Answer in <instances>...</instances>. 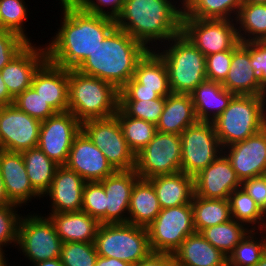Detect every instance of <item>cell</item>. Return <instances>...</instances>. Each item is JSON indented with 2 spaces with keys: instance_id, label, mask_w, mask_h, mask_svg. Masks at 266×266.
I'll use <instances>...</instances> for the list:
<instances>
[{
  "instance_id": "cell-16",
  "label": "cell",
  "mask_w": 266,
  "mask_h": 266,
  "mask_svg": "<svg viewBox=\"0 0 266 266\" xmlns=\"http://www.w3.org/2000/svg\"><path fill=\"white\" fill-rule=\"evenodd\" d=\"M65 166L86 182L101 181L116 172L83 130L74 138Z\"/></svg>"
},
{
  "instance_id": "cell-5",
  "label": "cell",
  "mask_w": 266,
  "mask_h": 266,
  "mask_svg": "<svg viewBox=\"0 0 266 266\" xmlns=\"http://www.w3.org/2000/svg\"><path fill=\"white\" fill-rule=\"evenodd\" d=\"M155 51L166 64L171 93L190 94L206 80L205 56L183 33Z\"/></svg>"
},
{
  "instance_id": "cell-39",
  "label": "cell",
  "mask_w": 266,
  "mask_h": 266,
  "mask_svg": "<svg viewBox=\"0 0 266 266\" xmlns=\"http://www.w3.org/2000/svg\"><path fill=\"white\" fill-rule=\"evenodd\" d=\"M115 116L118 118L129 148L135 155L153 139L157 132L155 124L130 117L120 107Z\"/></svg>"
},
{
  "instance_id": "cell-26",
  "label": "cell",
  "mask_w": 266,
  "mask_h": 266,
  "mask_svg": "<svg viewBox=\"0 0 266 266\" xmlns=\"http://www.w3.org/2000/svg\"><path fill=\"white\" fill-rule=\"evenodd\" d=\"M60 239L65 242L93 243L100 222L83 211L48 213Z\"/></svg>"
},
{
  "instance_id": "cell-34",
  "label": "cell",
  "mask_w": 266,
  "mask_h": 266,
  "mask_svg": "<svg viewBox=\"0 0 266 266\" xmlns=\"http://www.w3.org/2000/svg\"><path fill=\"white\" fill-rule=\"evenodd\" d=\"M32 187L43 196L50 188L59 165L37 146L21 152Z\"/></svg>"
},
{
  "instance_id": "cell-35",
  "label": "cell",
  "mask_w": 266,
  "mask_h": 266,
  "mask_svg": "<svg viewBox=\"0 0 266 266\" xmlns=\"http://www.w3.org/2000/svg\"><path fill=\"white\" fill-rule=\"evenodd\" d=\"M243 0H183L182 18L235 20Z\"/></svg>"
},
{
  "instance_id": "cell-47",
  "label": "cell",
  "mask_w": 266,
  "mask_h": 266,
  "mask_svg": "<svg viewBox=\"0 0 266 266\" xmlns=\"http://www.w3.org/2000/svg\"><path fill=\"white\" fill-rule=\"evenodd\" d=\"M80 10L116 19L125 0H71Z\"/></svg>"
},
{
  "instance_id": "cell-52",
  "label": "cell",
  "mask_w": 266,
  "mask_h": 266,
  "mask_svg": "<svg viewBox=\"0 0 266 266\" xmlns=\"http://www.w3.org/2000/svg\"><path fill=\"white\" fill-rule=\"evenodd\" d=\"M131 266H175V262L171 254L151 252L139 263Z\"/></svg>"
},
{
  "instance_id": "cell-17",
  "label": "cell",
  "mask_w": 266,
  "mask_h": 266,
  "mask_svg": "<svg viewBox=\"0 0 266 266\" xmlns=\"http://www.w3.org/2000/svg\"><path fill=\"white\" fill-rule=\"evenodd\" d=\"M242 182L266 174V127L244 141L223 148Z\"/></svg>"
},
{
  "instance_id": "cell-49",
  "label": "cell",
  "mask_w": 266,
  "mask_h": 266,
  "mask_svg": "<svg viewBox=\"0 0 266 266\" xmlns=\"http://www.w3.org/2000/svg\"><path fill=\"white\" fill-rule=\"evenodd\" d=\"M250 64L266 90V41L250 42Z\"/></svg>"
},
{
  "instance_id": "cell-10",
  "label": "cell",
  "mask_w": 266,
  "mask_h": 266,
  "mask_svg": "<svg viewBox=\"0 0 266 266\" xmlns=\"http://www.w3.org/2000/svg\"><path fill=\"white\" fill-rule=\"evenodd\" d=\"M82 130L116 171L135 169L136 155L129 148L115 115L83 121Z\"/></svg>"
},
{
  "instance_id": "cell-56",
  "label": "cell",
  "mask_w": 266,
  "mask_h": 266,
  "mask_svg": "<svg viewBox=\"0 0 266 266\" xmlns=\"http://www.w3.org/2000/svg\"><path fill=\"white\" fill-rule=\"evenodd\" d=\"M31 266H64L60 258L50 259L39 263L32 264Z\"/></svg>"
},
{
  "instance_id": "cell-61",
  "label": "cell",
  "mask_w": 266,
  "mask_h": 266,
  "mask_svg": "<svg viewBox=\"0 0 266 266\" xmlns=\"http://www.w3.org/2000/svg\"><path fill=\"white\" fill-rule=\"evenodd\" d=\"M58 1H59V3H58V5H59V4H61V3L66 2L67 0H58Z\"/></svg>"
},
{
  "instance_id": "cell-51",
  "label": "cell",
  "mask_w": 266,
  "mask_h": 266,
  "mask_svg": "<svg viewBox=\"0 0 266 266\" xmlns=\"http://www.w3.org/2000/svg\"><path fill=\"white\" fill-rule=\"evenodd\" d=\"M160 96L154 90L140 89V83L133 77L119 91V100H153Z\"/></svg>"
},
{
  "instance_id": "cell-37",
  "label": "cell",
  "mask_w": 266,
  "mask_h": 266,
  "mask_svg": "<svg viewBox=\"0 0 266 266\" xmlns=\"http://www.w3.org/2000/svg\"><path fill=\"white\" fill-rule=\"evenodd\" d=\"M266 252V230H251L227 257V266H255Z\"/></svg>"
},
{
  "instance_id": "cell-42",
  "label": "cell",
  "mask_w": 266,
  "mask_h": 266,
  "mask_svg": "<svg viewBox=\"0 0 266 266\" xmlns=\"http://www.w3.org/2000/svg\"><path fill=\"white\" fill-rule=\"evenodd\" d=\"M166 97L153 100H119V107L130 117L157 124L163 112Z\"/></svg>"
},
{
  "instance_id": "cell-43",
  "label": "cell",
  "mask_w": 266,
  "mask_h": 266,
  "mask_svg": "<svg viewBox=\"0 0 266 266\" xmlns=\"http://www.w3.org/2000/svg\"><path fill=\"white\" fill-rule=\"evenodd\" d=\"M59 258L64 266H95L98 253L94 242H65Z\"/></svg>"
},
{
  "instance_id": "cell-28",
  "label": "cell",
  "mask_w": 266,
  "mask_h": 266,
  "mask_svg": "<svg viewBox=\"0 0 266 266\" xmlns=\"http://www.w3.org/2000/svg\"><path fill=\"white\" fill-rule=\"evenodd\" d=\"M198 122L190 94L170 93L156 130L163 133L177 134Z\"/></svg>"
},
{
  "instance_id": "cell-36",
  "label": "cell",
  "mask_w": 266,
  "mask_h": 266,
  "mask_svg": "<svg viewBox=\"0 0 266 266\" xmlns=\"http://www.w3.org/2000/svg\"><path fill=\"white\" fill-rule=\"evenodd\" d=\"M231 218L250 230H266V216L257 203L243 190L235 189L228 198Z\"/></svg>"
},
{
  "instance_id": "cell-62",
  "label": "cell",
  "mask_w": 266,
  "mask_h": 266,
  "mask_svg": "<svg viewBox=\"0 0 266 266\" xmlns=\"http://www.w3.org/2000/svg\"><path fill=\"white\" fill-rule=\"evenodd\" d=\"M0 30H2V22H1V17H0Z\"/></svg>"
},
{
  "instance_id": "cell-24",
  "label": "cell",
  "mask_w": 266,
  "mask_h": 266,
  "mask_svg": "<svg viewBox=\"0 0 266 266\" xmlns=\"http://www.w3.org/2000/svg\"><path fill=\"white\" fill-rule=\"evenodd\" d=\"M31 87L56 112L68 111V69L57 66L47 59L36 71Z\"/></svg>"
},
{
  "instance_id": "cell-21",
  "label": "cell",
  "mask_w": 266,
  "mask_h": 266,
  "mask_svg": "<svg viewBox=\"0 0 266 266\" xmlns=\"http://www.w3.org/2000/svg\"><path fill=\"white\" fill-rule=\"evenodd\" d=\"M0 174L6 195L13 204L23 208L32 200H41L42 196L32 187L29 180L21 152L0 149Z\"/></svg>"
},
{
  "instance_id": "cell-3",
  "label": "cell",
  "mask_w": 266,
  "mask_h": 266,
  "mask_svg": "<svg viewBox=\"0 0 266 266\" xmlns=\"http://www.w3.org/2000/svg\"><path fill=\"white\" fill-rule=\"evenodd\" d=\"M148 49L127 32L115 27L76 68L121 90L134 76L138 61Z\"/></svg>"
},
{
  "instance_id": "cell-50",
  "label": "cell",
  "mask_w": 266,
  "mask_h": 266,
  "mask_svg": "<svg viewBox=\"0 0 266 266\" xmlns=\"http://www.w3.org/2000/svg\"><path fill=\"white\" fill-rule=\"evenodd\" d=\"M241 187L266 213V174L242 181Z\"/></svg>"
},
{
  "instance_id": "cell-23",
  "label": "cell",
  "mask_w": 266,
  "mask_h": 266,
  "mask_svg": "<svg viewBox=\"0 0 266 266\" xmlns=\"http://www.w3.org/2000/svg\"><path fill=\"white\" fill-rule=\"evenodd\" d=\"M139 178L135 169H133L116 171L100 181L107 196L106 224L128 223L131 192Z\"/></svg>"
},
{
  "instance_id": "cell-8",
  "label": "cell",
  "mask_w": 266,
  "mask_h": 266,
  "mask_svg": "<svg viewBox=\"0 0 266 266\" xmlns=\"http://www.w3.org/2000/svg\"><path fill=\"white\" fill-rule=\"evenodd\" d=\"M37 212H23L18 225L16 249L30 265L59 258L63 245L50 218Z\"/></svg>"
},
{
  "instance_id": "cell-4",
  "label": "cell",
  "mask_w": 266,
  "mask_h": 266,
  "mask_svg": "<svg viewBox=\"0 0 266 266\" xmlns=\"http://www.w3.org/2000/svg\"><path fill=\"white\" fill-rule=\"evenodd\" d=\"M68 111L81 123L89 119L109 118L119 107V90L97 77L68 69Z\"/></svg>"
},
{
  "instance_id": "cell-54",
  "label": "cell",
  "mask_w": 266,
  "mask_h": 266,
  "mask_svg": "<svg viewBox=\"0 0 266 266\" xmlns=\"http://www.w3.org/2000/svg\"><path fill=\"white\" fill-rule=\"evenodd\" d=\"M14 98L9 94L0 72V106L13 104Z\"/></svg>"
},
{
  "instance_id": "cell-15",
  "label": "cell",
  "mask_w": 266,
  "mask_h": 266,
  "mask_svg": "<svg viewBox=\"0 0 266 266\" xmlns=\"http://www.w3.org/2000/svg\"><path fill=\"white\" fill-rule=\"evenodd\" d=\"M41 121L14 104L0 106V149L22 152L38 146Z\"/></svg>"
},
{
  "instance_id": "cell-48",
  "label": "cell",
  "mask_w": 266,
  "mask_h": 266,
  "mask_svg": "<svg viewBox=\"0 0 266 266\" xmlns=\"http://www.w3.org/2000/svg\"><path fill=\"white\" fill-rule=\"evenodd\" d=\"M28 43V41L13 31L0 30V70Z\"/></svg>"
},
{
  "instance_id": "cell-11",
  "label": "cell",
  "mask_w": 266,
  "mask_h": 266,
  "mask_svg": "<svg viewBox=\"0 0 266 266\" xmlns=\"http://www.w3.org/2000/svg\"><path fill=\"white\" fill-rule=\"evenodd\" d=\"M181 172L196 176L223 153L212 122L198 121L180 135Z\"/></svg>"
},
{
  "instance_id": "cell-33",
  "label": "cell",
  "mask_w": 266,
  "mask_h": 266,
  "mask_svg": "<svg viewBox=\"0 0 266 266\" xmlns=\"http://www.w3.org/2000/svg\"><path fill=\"white\" fill-rule=\"evenodd\" d=\"M235 22L240 42L266 41V4L243 3Z\"/></svg>"
},
{
  "instance_id": "cell-55",
  "label": "cell",
  "mask_w": 266,
  "mask_h": 266,
  "mask_svg": "<svg viewBox=\"0 0 266 266\" xmlns=\"http://www.w3.org/2000/svg\"><path fill=\"white\" fill-rule=\"evenodd\" d=\"M6 205H15V204H13L6 195L4 181L0 174V207L6 206Z\"/></svg>"
},
{
  "instance_id": "cell-13",
  "label": "cell",
  "mask_w": 266,
  "mask_h": 266,
  "mask_svg": "<svg viewBox=\"0 0 266 266\" xmlns=\"http://www.w3.org/2000/svg\"><path fill=\"white\" fill-rule=\"evenodd\" d=\"M182 33L205 57L232 50L240 42L235 20L182 18Z\"/></svg>"
},
{
  "instance_id": "cell-12",
  "label": "cell",
  "mask_w": 266,
  "mask_h": 266,
  "mask_svg": "<svg viewBox=\"0 0 266 266\" xmlns=\"http://www.w3.org/2000/svg\"><path fill=\"white\" fill-rule=\"evenodd\" d=\"M180 135L157 131L136 155L135 171L142 179L181 172Z\"/></svg>"
},
{
  "instance_id": "cell-59",
  "label": "cell",
  "mask_w": 266,
  "mask_h": 266,
  "mask_svg": "<svg viewBox=\"0 0 266 266\" xmlns=\"http://www.w3.org/2000/svg\"><path fill=\"white\" fill-rule=\"evenodd\" d=\"M8 261H9V258L6 257V258L0 263V266H10V265L13 266V264H11V262L8 263ZM8 264H9V265H8ZM14 266H16V265H14Z\"/></svg>"
},
{
  "instance_id": "cell-32",
  "label": "cell",
  "mask_w": 266,
  "mask_h": 266,
  "mask_svg": "<svg viewBox=\"0 0 266 266\" xmlns=\"http://www.w3.org/2000/svg\"><path fill=\"white\" fill-rule=\"evenodd\" d=\"M191 206L193 224L196 232L223 224L231 220L230 203L228 199H212L193 195Z\"/></svg>"
},
{
  "instance_id": "cell-6",
  "label": "cell",
  "mask_w": 266,
  "mask_h": 266,
  "mask_svg": "<svg viewBox=\"0 0 266 266\" xmlns=\"http://www.w3.org/2000/svg\"><path fill=\"white\" fill-rule=\"evenodd\" d=\"M212 123L223 148L244 141L266 127V96L235 95Z\"/></svg>"
},
{
  "instance_id": "cell-9",
  "label": "cell",
  "mask_w": 266,
  "mask_h": 266,
  "mask_svg": "<svg viewBox=\"0 0 266 266\" xmlns=\"http://www.w3.org/2000/svg\"><path fill=\"white\" fill-rule=\"evenodd\" d=\"M147 231L152 252L173 255L184 239L196 232L191 203L161 209Z\"/></svg>"
},
{
  "instance_id": "cell-58",
  "label": "cell",
  "mask_w": 266,
  "mask_h": 266,
  "mask_svg": "<svg viewBox=\"0 0 266 266\" xmlns=\"http://www.w3.org/2000/svg\"><path fill=\"white\" fill-rule=\"evenodd\" d=\"M255 266H266V252L262 256L261 260Z\"/></svg>"
},
{
  "instance_id": "cell-18",
  "label": "cell",
  "mask_w": 266,
  "mask_h": 266,
  "mask_svg": "<svg viewBox=\"0 0 266 266\" xmlns=\"http://www.w3.org/2000/svg\"><path fill=\"white\" fill-rule=\"evenodd\" d=\"M37 44L28 43L0 70L6 88L13 98L31 87L36 71L47 60L45 44Z\"/></svg>"
},
{
  "instance_id": "cell-57",
  "label": "cell",
  "mask_w": 266,
  "mask_h": 266,
  "mask_svg": "<svg viewBox=\"0 0 266 266\" xmlns=\"http://www.w3.org/2000/svg\"><path fill=\"white\" fill-rule=\"evenodd\" d=\"M243 3L266 4V0H243Z\"/></svg>"
},
{
  "instance_id": "cell-41",
  "label": "cell",
  "mask_w": 266,
  "mask_h": 266,
  "mask_svg": "<svg viewBox=\"0 0 266 266\" xmlns=\"http://www.w3.org/2000/svg\"><path fill=\"white\" fill-rule=\"evenodd\" d=\"M21 207L18 205H6L0 207V254H6L8 250L5 251L6 247L16 249L18 242V225L22 214L18 210ZM19 213V214H18ZM6 252V253H5Z\"/></svg>"
},
{
  "instance_id": "cell-46",
  "label": "cell",
  "mask_w": 266,
  "mask_h": 266,
  "mask_svg": "<svg viewBox=\"0 0 266 266\" xmlns=\"http://www.w3.org/2000/svg\"><path fill=\"white\" fill-rule=\"evenodd\" d=\"M233 52L234 48L232 50H226L205 57L207 80L221 84L225 81L230 68Z\"/></svg>"
},
{
  "instance_id": "cell-38",
  "label": "cell",
  "mask_w": 266,
  "mask_h": 266,
  "mask_svg": "<svg viewBox=\"0 0 266 266\" xmlns=\"http://www.w3.org/2000/svg\"><path fill=\"white\" fill-rule=\"evenodd\" d=\"M250 231L245 224L231 219L226 223L208 227L200 233L208 242L228 257L234 247Z\"/></svg>"
},
{
  "instance_id": "cell-44",
  "label": "cell",
  "mask_w": 266,
  "mask_h": 266,
  "mask_svg": "<svg viewBox=\"0 0 266 266\" xmlns=\"http://www.w3.org/2000/svg\"><path fill=\"white\" fill-rule=\"evenodd\" d=\"M106 198L103 184L100 181L86 182L81 211L96 218L100 224H106Z\"/></svg>"
},
{
  "instance_id": "cell-53",
  "label": "cell",
  "mask_w": 266,
  "mask_h": 266,
  "mask_svg": "<svg viewBox=\"0 0 266 266\" xmlns=\"http://www.w3.org/2000/svg\"><path fill=\"white\" fill-rule=\"evenodd\" d=\"M95 266H131V264L116 258L98 256Z\"/></svg>"
},
{
  "instance_id": "cell-1",
  "label": "cell",
  "mask_w": 266,
  "mask_h": 266,
  "mask_svg": "<svg viewBox=\"0 0 266 266\" xmlns=\"http://www.w3.org/2000/svg\"><path fill=\"white\" fill-rule=\"evenodd\" d=\"M59 6L62 20L45 43L47 59L62 68L76 69L116 27L115 19L84 12L71 1Z\"/></svg>"
},
{
  "instance_id": "cell-25",
  "label": "cell",
  "mask_w": 266,
  "mask_h": 266,
  "mask_svg": "<svg viewBox=\"0 0 266 266\" xmlns=\"http://www.w3.org/2000/svg\"><path fill=\"white\" fill-rule=\"evenodd\" d=\"M172 256L175 266H227V256L199 232L187 236Z\"/></svg>"
},
{
  "instance_id": "cell-2",
  "label": "cell",
  "mask_w": 266,
  "mask_h": 266,
  "mask_svg": "<svg viewBox=\"0 0 266 266\" xmlns=\"http://www.w3.org/2000/svg\"><path fill=\"white\" fill-rule=\"evenodd\" d=\"M183 0H125L116 27L148 50L182 33Z\"/></svg>"
},
{
  "instance_id": "cell-30",
  "label": "cell",
  "mask_w": 266,
  "mask_h": 266,
  "mask_svg": "<svg viewBox=\"0 0 266 266\" xmlns=\"http://www.w3.org/2000/svg\"><path fill=\"white\" fill-rule=\"evenodd\" d=\"M160 211L161 207L152 183L148 179L139 178L131 192L128 223L147 228Z\"/></svg>"
},
{
  "instance_id": "cell-60",
  "label": "cell",
  "mask_w": 266,
  "mask_h": 266,
  "mask_svg": "<svg viewBox=\"0 0 266 266\" xmlns=\"http://www.w3.org/2000/svg\"><path fill=\"white\" fill-rule=\"evenodd\" d=\"M7 257V255L0 254V263Z\"/></svg>"
},
{
  "instance_id": "cell-29",
  "label": "cell",
  "mask_w": 266,
  "mask_h": 266,
  "mask_svg": "<svg viewBox=\"0 0 266 266\" xmlns=\"http://www.w3.org/2000/svg\"><path fill=\"white\" fill-rule=\"evenodd\" d=\"M157 194L161 209L189 204L194 195V177L184 172L148 179Z\"/></svg>"
},
{
  "instance_id": "cell-45",
  "label": "cell",
  "mask_w": 266,
  "mask_h": 266,
  "mask_svg": "<svg viewBox=\"0 0 266 266\" xmlns=\"http://www.w3.org/2000/svg\"><path fill=\"white\" fill-rule=\"evenodd\" d=\"M13 104L29 116L40 121L47 120L57 113L32 87L17 95Z\"/></svg>"
},
{
  "instance_id": "cell-22",
  "label": "cell",
  "mask_w": 266,
  "mask_h": 266,
  "mask_svg": "<svg viewBox=\"0 0 266 266\" xmlns=\"http://www.w3.org/2000/svg\"><path fill=\"white\" fill-rule=\"evenodd\" d=\"M222 85L235 95L266 96V90L250 64V42H239L234 47L230 68Z\"/></svg>"
},
{
  "instance_id": "cell-14",
  "label": "cell",
  "mask_w": 266,
  "mask_h": 266,
  "mask_svg": "<svg viewBox=\"0 0 266 266\" xmlns=\"http://www.w3.org/2000/svg\"><path fill=\"white\" fill-rule=\"evenodd\" d=\"M82 123L70 112H57L41 121L38 147L57 165H65Z\"/></svg>"
},
{
  "instance_id": "cell-20",
  "label": "cell",
  "mask_w": 266,
  "mask_h": 266,
  "mask_svg": "<svg viewBox=\"0 0 266 266\" xmlns=\"http://www.w3.org/2000/svg\"><path fill=\"white\" fill-rule=\"evenodd\" d=\"M86 181L65 165L58 166L49 190L42 196L48 198L49 213L78 212L82 209L83 189Z\"/></svg>"
},
{
  "instance_id": "cell-31",
  "label": "cell",
  "mask_w": 266,
  "mask_h": 266,
  "mask_svg": "<svg viewBox=\"0 0 266 266\" xmlns=\"http://www.w3.org/2000/svg\"><path fill=\"white\" fill-rule=\"evenodd\" d=\"M133 77L140 89L154 90L160 97L171 93L166 64L155 50H148L138 61Z\"/></svg>"
},
{
  "instance_id": "cell-7",
  "label": "cell",
  "mask_w": 266,
  "mask_h": 266,
  "mask_svg": "<svg viewBox=\"0 0 266 266\" xmlns=\"http://www.w3.org/2000/svg\"><path fill=\"white\" fill-rule=\"evenodd\" d=\"M94 244L98 256L116 258L131 265L152 252L147 228L129 223L100 224Z\"/></svg>"
},
{
  "instance_id": "cell-27",
  "label": "cell",
  "mask_w": 266,
  "mask_h": 266,
  "mask_svg": "<svg viewBox=\"0 0 266 266\" xmlns=\"http://www.w3.org/2000/svg\"><path fill=\"white\" fill-rule=\"evenodd\" d=\"M190 95L197 120L204 122H213L235 96L221 83L207 79L199 84Z\"/></svg>"
},
{
  "instance_id": "cell-19",
  "label": "cell",
  "mask_w": 266,
  "mask_h": 266,
  "mask_svg": "<svg viewBox=\"0 0 266 266\" xmlns=\"http://www.w3.org/2000/svg\"><path fill=\"white\" fill-rule=\"evenodd\" d=\"M230 160L222 153L208 167L194 176V194L212 199H228L241 187Z\"/></svg>"
},
{
  "instance_id": "cell-40",
  "label": "cell",
  "mask_w": 266,
  "mask_h": 266,
  "mask_svg": "<svg viewBox=\"0 0 266 266\" xmlns=\"http://www.w3.org/2000/svg\"><path fill=\"white\" fill-rule=\"evenodd\" d=\"M28 7L25 0H0L2 30L13 31L29 43H34L32 37L28 36L29 32H26L28 25L25 24L31 14Z\"/></svg>"
}]
</instances>
